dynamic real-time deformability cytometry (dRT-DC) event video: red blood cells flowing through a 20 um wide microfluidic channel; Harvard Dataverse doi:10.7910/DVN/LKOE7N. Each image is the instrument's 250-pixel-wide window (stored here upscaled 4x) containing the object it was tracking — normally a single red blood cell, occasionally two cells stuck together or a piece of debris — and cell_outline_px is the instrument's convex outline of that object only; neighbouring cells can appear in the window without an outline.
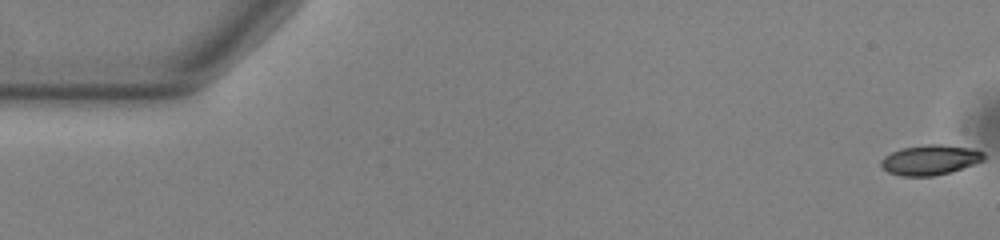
{"species": "common noctule bat (a hibernating species)", "species_latin": "Nyctalus noctula", "temperature_condition": "warm", "stored_images_in_passage": 54, "camera_frame_rate_fps": 3000, "um_per_image_px": 0.085, "animal": {"sex": "male", "body_mass_g": 13.0, "forearm_length_mm": 53.1}, "frame": {"image": 1, "passage_image": 1, "time_ms": 0.0, "image_size_px": [1000, 240], "cell_outline_px": [[984, 160], [948, 172], [932, 176], [900, 176], [888, 172], [880, 164], [880, 160], [884, 156], [900, 148], [924, 144], [940, 144], [976, 148], [984, 152]], "centroid_in_image_um": [79.04, 13.57], "position_along_channel_um": 6.0, "area_um2": 18.03}}
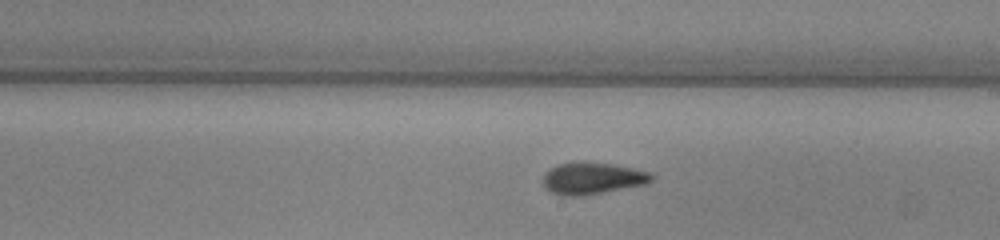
{"frame": {"image": 2, "passage_image": 31, "time_ms": 10.0, "image_size_px": [1000, 240], "cell_outline_px": [[652, 180], [648, 184], [580, 196], [564, 196], [552, 192], [544, 188], [544, 172], [556, 164], [612, 164], [652, 172]], "centroid_in_image_um": [50.37, 15.19], "position_along_channel_um": 238.6, "area_um2": 19.59}}
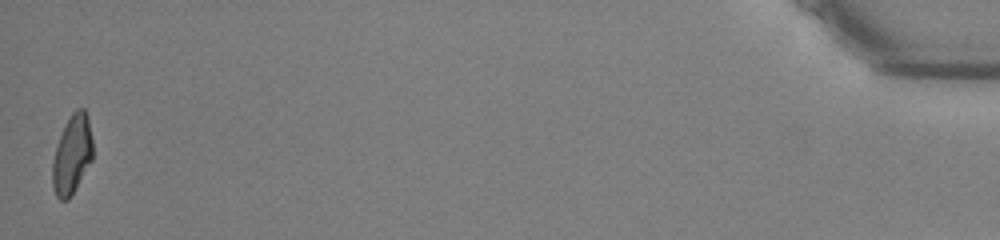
{"frame": {"image": 3, "passage_image": 54, "time_ms": 17.667, "image_size_px": [1000, 240], "cell_outline_px": [[92, 160], [68, 200], [60, 200], [56, 196], [52, 184], [52, 160], [64, 124], [72, 112], [76, 108], [84, 108], [88, 116], [92, 140]], "centroid_in_image_um": [6.12, 13.11], "position_along_channel_um": 429.1, "area_um2": 18.5}, "authors_computed_cell_mechanics": {"area_um2": 19.074, "velocity_mm_per_s": 3.8054, "shape_relaxation_time_tau1_ms": 4.3381, "shape_relaxation_time_tau2_ms": 2.4318, "deformation_change_tau1": 0.1544, "deformation_change_tau2": 0.0967}}